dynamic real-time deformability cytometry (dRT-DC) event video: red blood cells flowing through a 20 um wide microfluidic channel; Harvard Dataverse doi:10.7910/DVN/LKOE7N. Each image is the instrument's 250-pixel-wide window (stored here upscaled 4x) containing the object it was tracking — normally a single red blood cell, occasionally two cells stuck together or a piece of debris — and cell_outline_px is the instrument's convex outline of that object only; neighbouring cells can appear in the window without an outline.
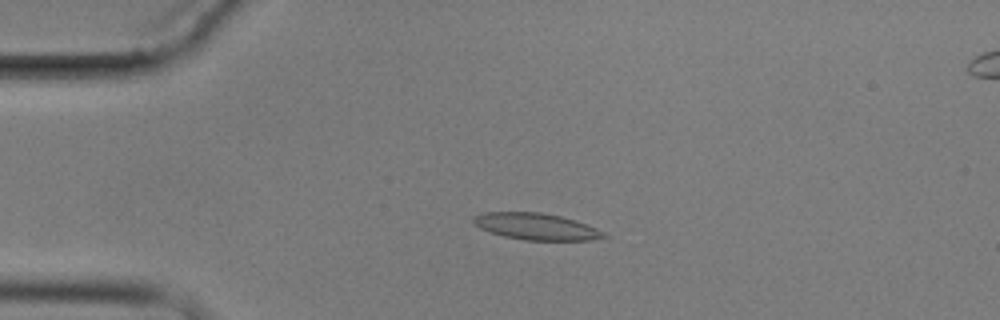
{"species": "common noctule bat (a hibernating species)", "species_latin": "Nyctalus noctula", "temperature_condition": "cold", "stored_images_in_passage": 4, "camera_frame_rate_fps": 3000, "um_per_image_px": 0.085, "animal": {"sex": "male", "body_mass_g": 17.9}, "frame": {"image": 1, "passage_image": 2, "time_ms": 2.0, "image_size_px": [1000, 320], "cell_outline_px": [[608, 236], [592, 240], [524, 240], [504, 236], [480, 228], [472, 224], [472, 216], [484, 212], [540, 212], [560, 216], [596, 228], [604, 232]], "centroid_in_image_um": [45.52, 19.25], "position_along_channel_um": 39.5, "area_um2": 20.06}}
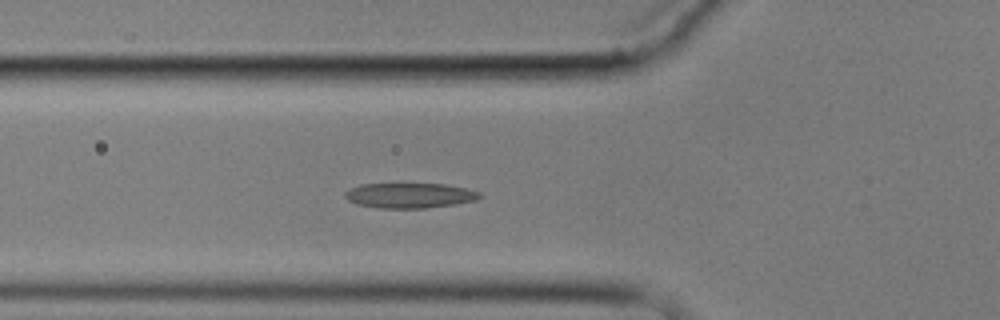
{"frame": {"image": 2, "passage_image": 4, "time_ms": 4.333, "image_size_px": [1000, 320], "cell_outline_px": [[480, 196], [476, 200], [456, 204], [424, 208], [376, 208], [356, 204], [348, 200], [344, 196], [344, 192], [360, 184], [444, 184], [464, 188], [480, 192]], "centroid_in_image_um": [34.78, 16.62], "position_along_channel_um": 91.0, "area_um2": 19.59}}